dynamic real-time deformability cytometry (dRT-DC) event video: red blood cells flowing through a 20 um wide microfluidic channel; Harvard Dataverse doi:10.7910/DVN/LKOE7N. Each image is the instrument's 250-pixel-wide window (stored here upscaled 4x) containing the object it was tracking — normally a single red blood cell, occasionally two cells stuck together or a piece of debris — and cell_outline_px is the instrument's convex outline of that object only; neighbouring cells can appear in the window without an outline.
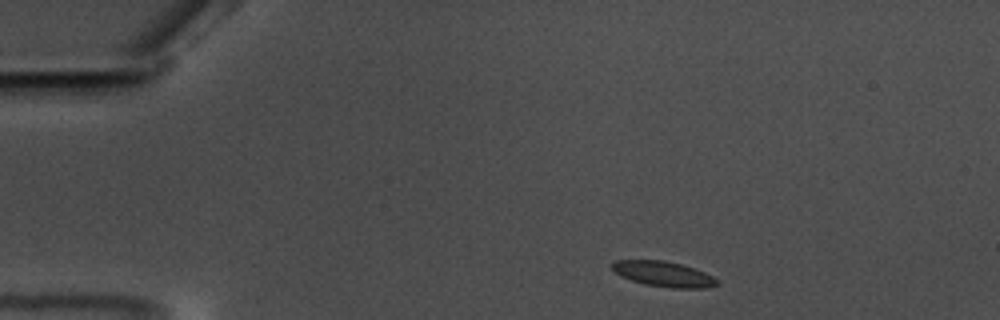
{"species": "common noctule bat (a hibernating species)", "species_latin": "Nyctalus noctula", "temperature_condition": "warm", "stored_images_in_passage": 50, "camera_frame_rate_fps": 3000, "um_per_image_px": 0.085, "animal": {"sex": "male", "body_mass_g": 17.5, "forearm_length_mm": 52.3}, "frame": {"image": 1, "passage_image": 2, "time_ms": 0.333, "image_size_px": [1000, 320], "cell_outline_px": [[720, 284], [708, 288], [672, 288], [648, 284], [632, 280], [620, 276], [612, 268], [612, 264], [616, 260], [664, 260], [680, 264], [704, 272], [712, 276]], "centroid_in_image_um": [56.41, 23.29], "position_along_channel_um": 28.6, "area_um2": 15.2}}
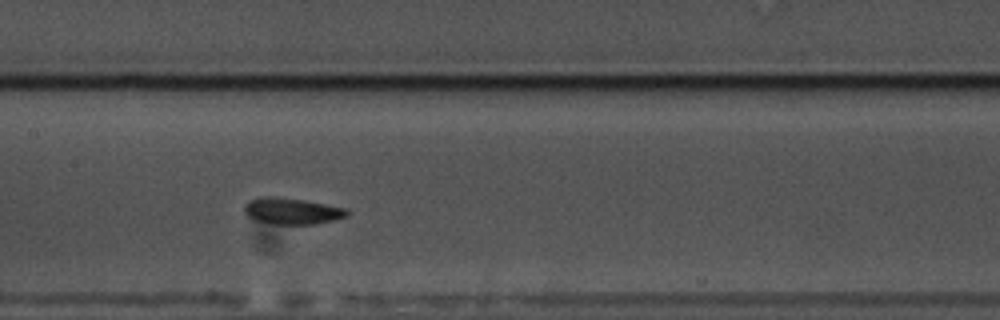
{"frame": {"image": 2, "passage_image": 21, "time_ms": 6.667, "image_size_px": [1000, 320], "cell_outline_px": [[348, 216], [316, 224], [272, 224], [256, 220], [248, 216], [244, 212], [244, 204], [248, 200], [256, 196], [276, 196], [304, 200], [348, 208]], "centroid_in_image_um": [24.78, 17.92], "position_along_channel_um": 182.6, "area_um2": 16.01}}
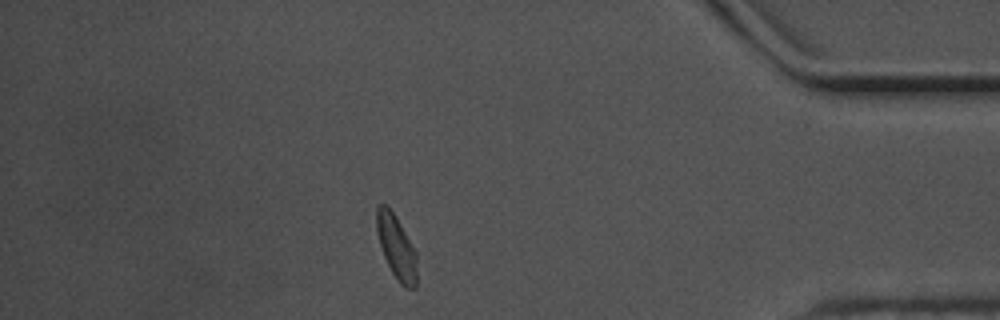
{"frame": {"image": 3, "passage_image": 43, "time_ms": 14.0, "image_size_px": [1000, 320], "cell_outline_px": [[416, 288], [404, 288], [400, 284], [392, 272], [384, 256], [380, 244], [376, 228], [376, 208], [380, 204], [384, 204], [396, 216], [416, 252]], "centroid_in_image_um": [33.69, 21.01], "position_along_channel_um": 401.5, "area_um2": 14.74}, "authors_computed_cell_mechanics": {"area_um2": 15.3748, "velocity_mm_per_s": 3.4865, "shape_relaxation_time_tau1_ms": 4.1715, "shape_relaxation_time_tau2_ms": 2.4797, "deformation_change_tau1": 0.0873, "deformation_change_tau2": 0.0639}}